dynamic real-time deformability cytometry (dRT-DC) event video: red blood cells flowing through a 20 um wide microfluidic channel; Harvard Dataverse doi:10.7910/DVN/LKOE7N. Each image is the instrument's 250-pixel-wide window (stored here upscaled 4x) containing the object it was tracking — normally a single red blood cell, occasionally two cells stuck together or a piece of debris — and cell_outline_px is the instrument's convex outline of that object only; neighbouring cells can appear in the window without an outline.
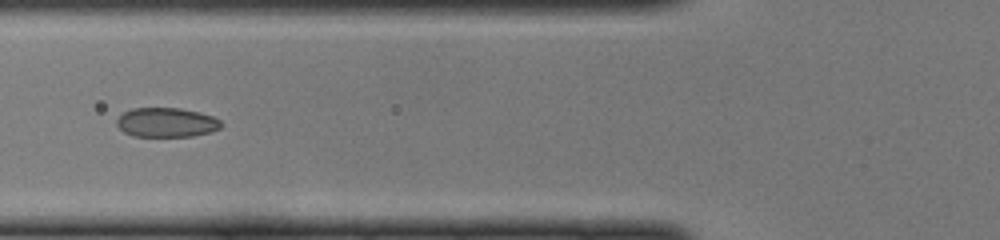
{"species": "common noctule bat (a hibernating species)", "species_latin": "Nyctalus noctula", "temperature_condition": "cold", "stored_images_in_passage": 19, "camera_frame_rate_fps": 3000, "um_per_image_px": 0.085, "animal": {"sex": "female", "body_mass_g": 22.0, "forearm_length_mm": 56.7}, "frame": {"image": 1, "passage_image": 9, "time_ms": 2.667, "image_size_px": [1000, 240], "cell_outline_px": [[224, 124], [220, 128], [212, 132], [192, 136], [132, 136], [124, 132], [116, 124], [116, 120], [124, 112], [132, 108], [180, 108], [200, 112], [212, 116], [220, 120]], "centroid_in_image_um": [14.18, 10.4], "position_along_channel_um": 111.6, "area_um2": 17.98}}